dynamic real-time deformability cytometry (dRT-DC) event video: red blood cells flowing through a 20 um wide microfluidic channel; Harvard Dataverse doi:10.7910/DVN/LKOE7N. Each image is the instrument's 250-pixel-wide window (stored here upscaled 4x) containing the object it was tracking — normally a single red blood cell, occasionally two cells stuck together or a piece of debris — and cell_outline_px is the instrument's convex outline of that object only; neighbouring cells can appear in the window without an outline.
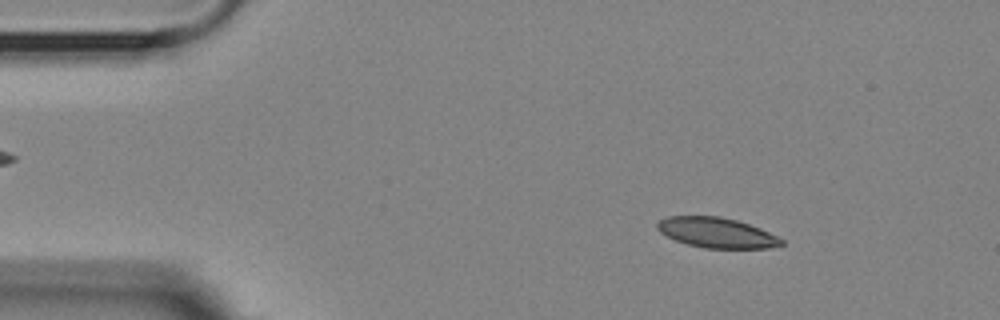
{"species": "Egyptian fruit bat (a non-hibernating species)", "species_latin": "Rousettus aegyptiacus", "temperature_condition": "room temperature", "stored_images_in_passage": 54, "camera_frame_rate_fps": 3000, "um_per_image_px": 0.085, "animal": {"sex": "female"}, "frame": {"image": 1, "passage_image": 7, "time_ms": 2.0, "image_size_px": [1000, 320], "cell_outline_px": [[784, 244], [768, 248], [704, 248], [688, 244], [676, 240], [660, 232], [656, 228], [656, 224], [660, 220], [668, 216], [720, 216], [736, 220], [760, 228], [784, 240]], "centroid_in_image_um": [60.91, 19.77], "position_along_channel_um": 24.1, "area_um2": 21.68}}
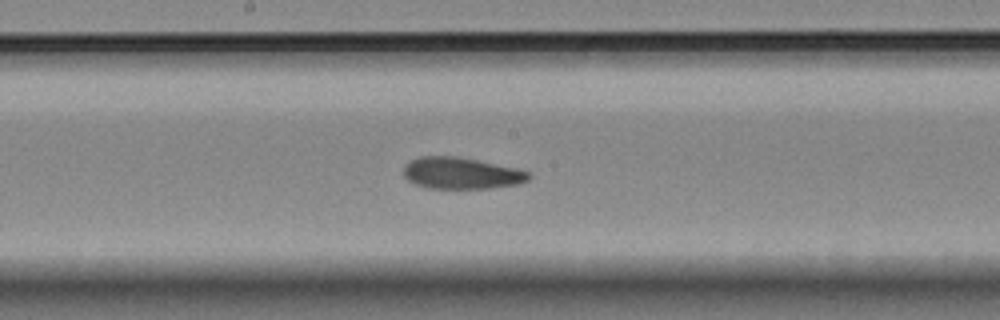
{"frame": {"image": 2, "passage_image": 28, "time_ms": 9.0, "image_size_px": [1000, 320], "cell_outline_px": [[532, 176], [528, 180], [516, 184], [488, 188], [428, 188], [416, 184], [408, 180], [404, 176], [404, 164], [420, 156], [456, 156], [516, 168], [532, 172]], "centroid_in_image_um": [39.21, 14.72], "position_along_channel_um": 209.0, "area_um2": 22.89}}
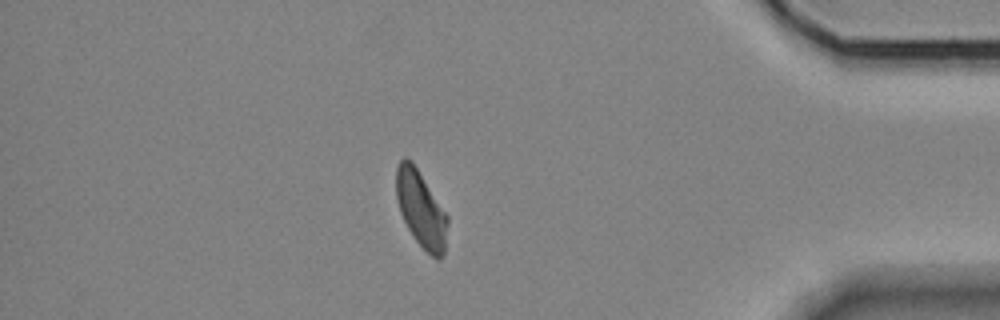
{"frame": {"image": 3, "passage_image": 47, "time_ms": 15.333, "image_size_px": [1000, 320], "cell_outline_px": [[448, 224], [444, 252], [440, 260], [436, 260], [416, 240], [408, 228], [400, 212], [396, 196], [396, 168], [400, 160], [404, 156], [412, 160], [448, 216]], "centroid_in_image_um": [35.78, 17.75], "position_along_channel_um": 399.4, "area_um2": 22.72}, "authors_computed_cell_mechanics": {"area_um2": 23.409, "velocity_mm_per_s": 3.5809, "shape_relaxation_time_tau1_ms": null, "shape_relaxation_time_tau2_ms": 3.0199, "deformation_change_tau1": null, "deformation_change_tau2": 0.0956}}